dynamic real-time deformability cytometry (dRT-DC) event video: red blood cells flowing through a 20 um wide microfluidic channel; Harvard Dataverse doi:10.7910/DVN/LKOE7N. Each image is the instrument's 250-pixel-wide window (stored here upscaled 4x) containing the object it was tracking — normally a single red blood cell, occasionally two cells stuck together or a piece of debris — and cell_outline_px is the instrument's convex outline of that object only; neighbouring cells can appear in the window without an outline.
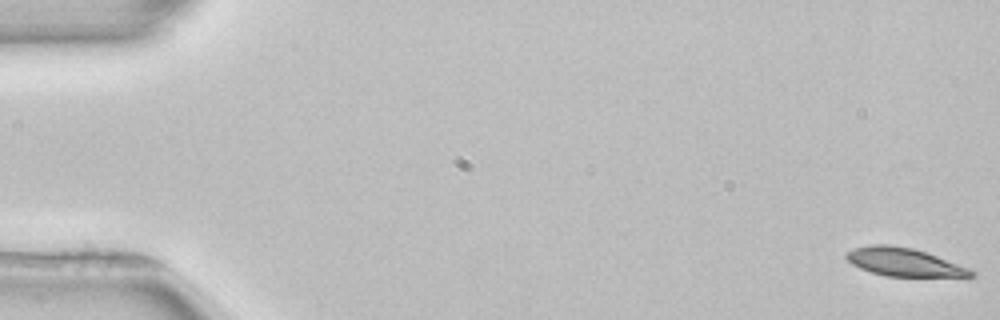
{"species": "common noctule bat (a hibernating species)", "species_latin": "Nyctalus noctula", "temperature_condition": "room temperature", "stored_images_in_passage": 52, "camera_frame_rate_fps": 3000, "um_per_image_px": 0.085, "animal": {"sex": "female", "body_mass_g": 22.7, "forearm_length_mm": 54.2}, "frame": {"image": 1, "passage_image": 1, "time_ms": 0.0, "image_size_px": [1000, 320], "cell_outline_px": [[976, 276], [968, 280], [884, 276], [860, 268], [852, 264], [844, 256], [852, 248], [872, 244], [888, 244], [912, 248], [936, 256], [968, 268], [976, 272]], "centroid_in_image_um": [76.99, 22.35], "position_along_channel_um": 8.0, "area_um2": 21.5}}
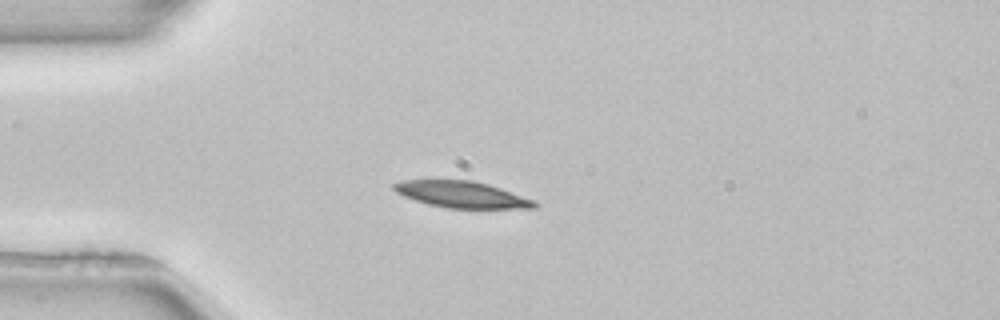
{"frame": {"image": 2, "passage_image": 14, "time_ms": 4.333, "image_size_px": [1000, 320], "cell_outline_px": [[540, 204], [536, 208], [448, 208], [428, 204], [404, 196], [396, 192], [392, 188], [392, 184], [400, 180], [472, 180], [488, 184], [536, 200]], "centroid_in_image_um": [39.27, 16.53], "position_along_channel_um": 45.7, "area_um2": 21.73}}
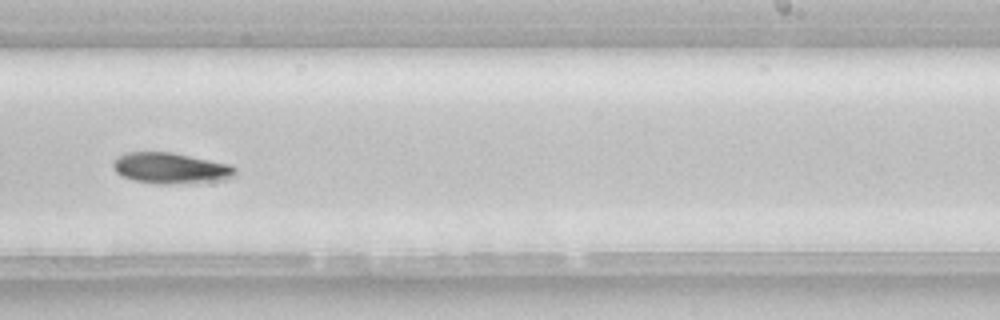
{"frame": {"image": 3, "passage_image": 33, "time_ms": 10.667, "image_size_px": [1000, 320], "cell_outline_px": [[236, 172], [232, 176], [220, 180], [168, 184], [160, 184], [136, 180], [120, 176], [116, 172], [112, 164], [124, 152], [172, 152], [232, 164], [236, 168]], "centroid_in_image_um": [14.51, 14.28], "position_along_channel_um": 274.5, "area_um2": 21.79}}